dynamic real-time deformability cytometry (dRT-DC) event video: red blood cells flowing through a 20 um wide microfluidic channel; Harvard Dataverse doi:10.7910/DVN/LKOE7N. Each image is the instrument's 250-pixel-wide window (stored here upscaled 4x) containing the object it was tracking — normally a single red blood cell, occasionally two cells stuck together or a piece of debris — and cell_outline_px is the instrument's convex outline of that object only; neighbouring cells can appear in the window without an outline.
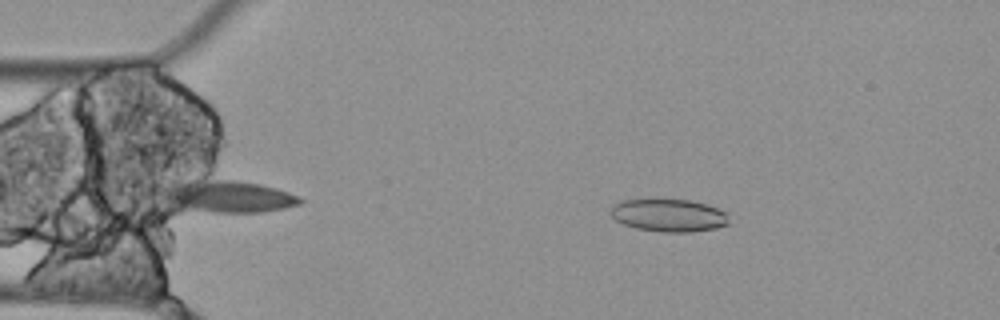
{"species": "Egyptian fruit bat (a non-hibernating species)", "species_latin": "Rousettus aegyptiacus", "temperature_condition": "cold", "stored_images_in_passage": 5, "camera_frame_rate_fps": 3000, "um_per_image_px": 0.085, "animal": {"sex": "female"}, "frame": {"image": 1, "passage_image": 3, "time_ms": 0.667, "image_size_px": [1000, 320], "cell_outline_px": [[728, 224], [716, 228], [692, 232], [660, 232], [636, 228], [624, 224], [616, 220], [612, 216], [612, 208], [620, 200], [692, 200], [728, 212]], "centroid_in_image_um": [56.88, 18.32], "position_along_channel_um": 28.1, "area_um2": 22.31}}
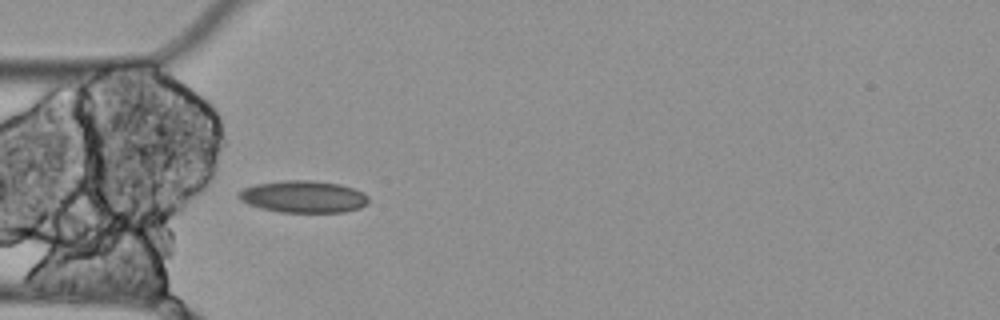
{"frame": {"image": 2, "passage_image": 5, "time_ms": 1.333, "image_size_px": [1000, 320], "cell_outline_px": [[368, 204], [360, 208], [344, 212], [280, 212], [260, 208], [248, 204], [240, 200], [236, 196], [244, 188], [256, 184], [284, 180], [312, 180], [340, 184], [364, 192], [368, 196]], "centroid_in_image_um": [25.8, 16.72], "position_along_channel_um": 59.2, "area_um2": 24.33}}